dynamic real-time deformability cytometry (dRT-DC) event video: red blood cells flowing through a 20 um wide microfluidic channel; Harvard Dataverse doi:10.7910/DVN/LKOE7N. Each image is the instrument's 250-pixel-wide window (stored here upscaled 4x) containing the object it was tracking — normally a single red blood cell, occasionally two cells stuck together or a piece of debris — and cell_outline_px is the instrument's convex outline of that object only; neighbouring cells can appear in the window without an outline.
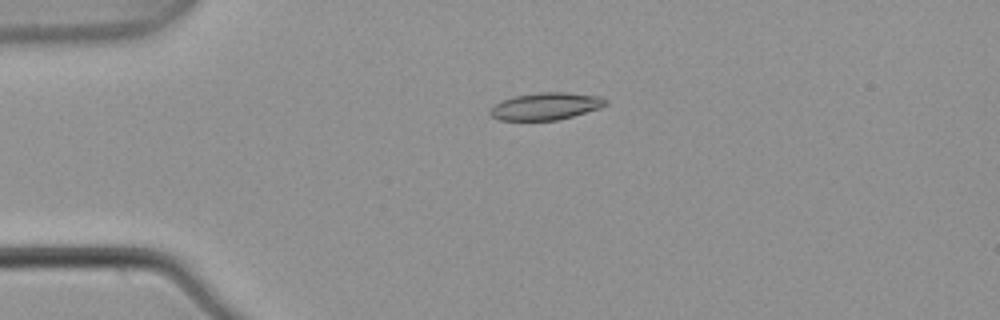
{"species": "common noctule bat (a hibernating species)", "species_latin": "Nyctalus noctula", "temperature_condition": "warm", "stored_images_in_passage": 4, "camera_frame_rate_fps": 3000, "um_per_image_px": 0.085, "animal": {"sex": "male", "body_mass_g": 21.5, "forearm_length_mm": 52.0}, "frame": {"image": 1, "passage_image": 3, "time_ms": 0.667, "image_size_px": [1000, 320], "cell_outline_px": [[608, 104], [600, 108], [572, 116], [556, 120], [500, 120], [492, 116], [488, 112], [496, 104], [504, 100], [516, 96], [540, 92], [564, 92], [600, 96], [608, 100]], "centroid_in_image_um": [46.44, 9.03], "position_along_channel_um": 38.6, "area_um2": 18.09}}